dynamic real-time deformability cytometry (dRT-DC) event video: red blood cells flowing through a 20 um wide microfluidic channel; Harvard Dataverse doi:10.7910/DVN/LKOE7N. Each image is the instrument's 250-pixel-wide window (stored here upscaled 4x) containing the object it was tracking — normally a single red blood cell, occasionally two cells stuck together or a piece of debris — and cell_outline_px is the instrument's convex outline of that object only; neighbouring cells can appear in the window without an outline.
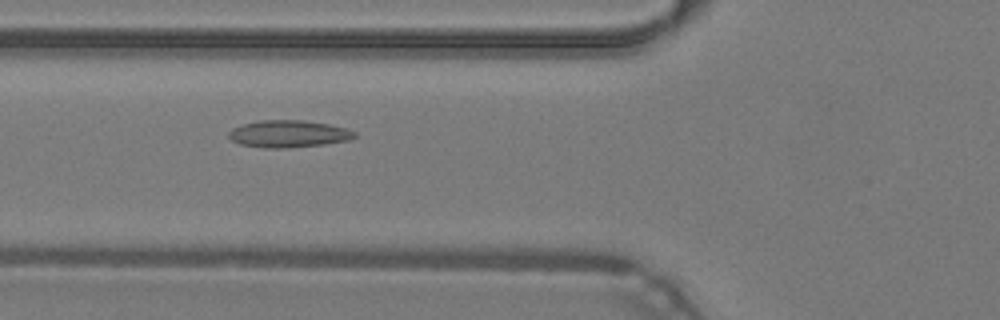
{"species": "common noctule bat (a hibernating species)", "species_latin": "Nyctalus noctula", "temperature_condition": "warm", "stored_images_in_passage": 34, "camera_frame_rate_fps": 3000, "um_per_image_px": 0.085, "animal": {"sex": "male", "body_mass_g": 19.2, "forearm_length_mm": 51.8}, "frame": {"image": 1, "passage_image": 4, "time_ms": 1.0, "image_size_px": [1000, 320], "cell_outline_px": [[356, 136], [348, 140], [324, 144], [280, 148], [264, 148], [240, 144], [232, 140], [228, 136], [228, 132], [232, 128], [244, 124], [260, 120], [304, 120], [328, 124], [348, 128], [356, 132]], "centroid_in_image_um": [24.52, 11.37], "position_along_channel_um": 101.3, "area_um2": 19.83}}
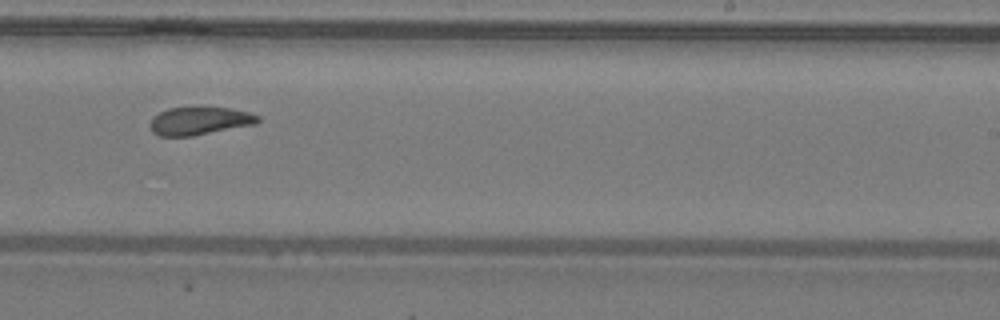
{"frame": {"image": 2, "passage_image": 16, "time_ms": 5.0, "image_size_px": [1000, 320], "cell_outline_px": [[260, 120], [256, 124], [192, 136], [160, 136], [152, 132], [148, 124], [152, 116], [168, 108], [204, 104], [228, 108], [248, 112], [260, 116]], "centroid_in_image_um": [16.93, 10.23], "position_along_channel_um": 272.1, "area_um2": 18.38}}
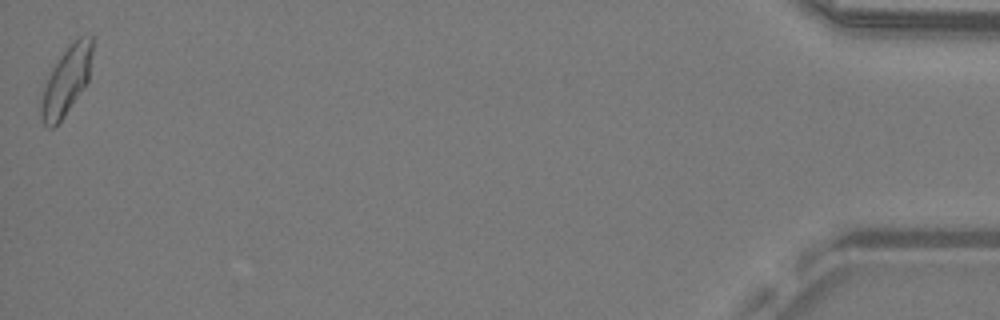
{"frame": {"image": 3, "passage_image": 34, "time_ms": 11.0, "image_size_px": [1000, 320], "cell_outline_px": [[92, 52], [88, 80], [64, 116], [52, 128], [48, 128], [44, 124], [40, 112], [40, 104], [44, 88], [52, 68], [68, 44], [80, 36], [92, 36]], "centroid_in_image_um": [5.63, 6.84], "position_along_channel_um": 429.6, "area_um2": 19.88}, "authors_computed_cell_mechanics": {"area_um2": 18.3804, "velocity_mm_per_s": 4.2626, "shape_relaxation_time_tau1_ms": null, "shape_relaxation_time_tau2_ms": 2.8156, "deformation_change_tau1": null, "deformation_change_tau2": 0.0849}}